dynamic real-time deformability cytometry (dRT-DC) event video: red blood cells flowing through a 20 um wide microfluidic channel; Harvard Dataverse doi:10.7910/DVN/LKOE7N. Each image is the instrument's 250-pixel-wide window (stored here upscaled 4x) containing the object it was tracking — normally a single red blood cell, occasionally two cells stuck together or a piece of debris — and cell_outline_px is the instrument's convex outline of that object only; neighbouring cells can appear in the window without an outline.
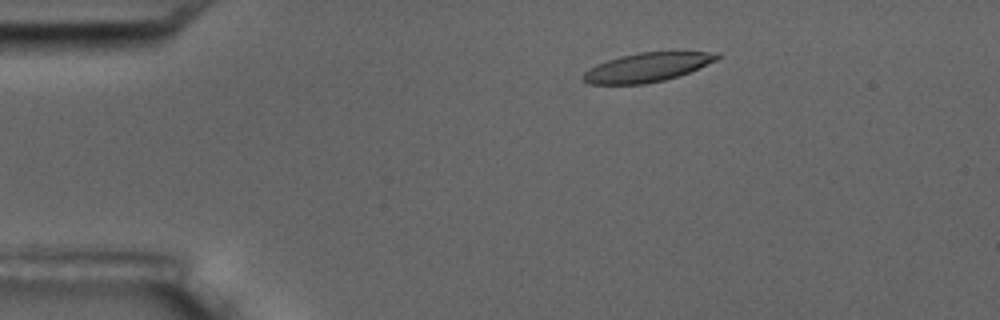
{"species": "common noctule bat (a hibernating species)", "species_latin": "Nyctalus noctula", "temperature_condition": "room temperature", "stored_images_in_passage": 6, "camera_frame_rate_fps": 3000, "um_per_image_px": 0.085, "animal": {"sex": "male", "body_mass_g": 17.5, "forearm_length_mm": 52.3}, "frame": {"image": 1, "passage_image": 3, "time_ms": 2.0, "image_size_px": [1000, 320], "cell_outline_px": [[720, 56], [716, 60], [688, 72], [664, 80], [644, 84], [588, 84], [580, 80], [580, 76], [588, 68], [596, 64], [620, 56], [640, 52], [676, 48], [720, 52]], "centroid_in_image_um": [55.05, 5.66], "position_along_channel_um": 29.9, "area_um2": 23.7}}
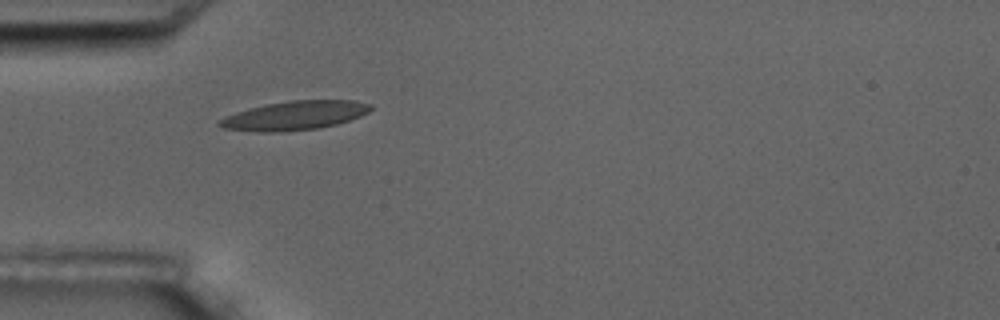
{"frame": {"image": 2, "passage_image": 5, "time_ms": 4.333, "image_size_px": [1000, 320], "cell_outline_px": [[372, 108], [368, 112], [360, 116], [336, 124], [320, 128], [280, 132], [256, 132], [224, 128], [216, 124], [216, 120], [236, 112], [248, 108], [288, 100], [356, 100], [372, 104]], "centroid_in_image_um": [25.03, 9.82], "position_along_channel_um": 60.0, "area_um2": 25.66}}